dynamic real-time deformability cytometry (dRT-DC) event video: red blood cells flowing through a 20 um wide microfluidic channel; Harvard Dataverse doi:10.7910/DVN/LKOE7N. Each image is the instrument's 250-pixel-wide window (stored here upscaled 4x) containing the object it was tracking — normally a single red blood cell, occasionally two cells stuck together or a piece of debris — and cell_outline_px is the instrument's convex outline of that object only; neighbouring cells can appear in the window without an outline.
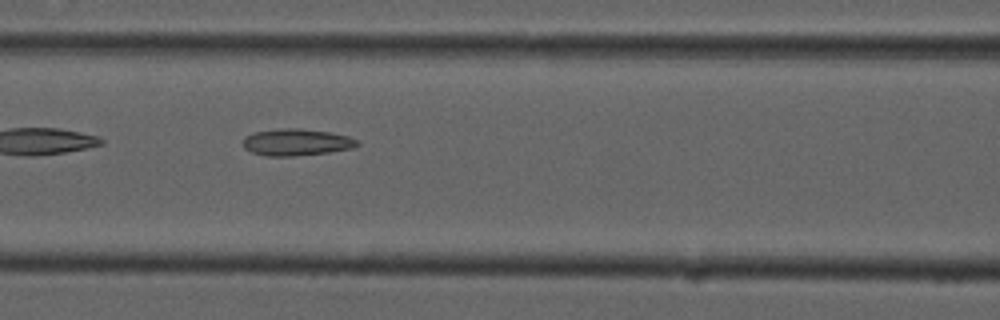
{"species": "common noctule bat (a hibernating species)", "species_latin": "Nyctalus noctula", "temperature_condition": "cold", "stored_images_in_passage": 15, "camera_frame_rate_fps": 3000, "um_per_image_px": 0.085, "animal": {"sex": "male", "forearm_length_mm": 52.5}, "frame": {"image": 1, "passage_image": 7, "time_ms": 2.0, "image_size_px": [1000, 320], "cell_outline_px": [[360, 144], [352, 148], [328, 152], [292, 156], [264, 156], [252, 152], [244, 148], [244, 136], [256, 132], [280, 128], [296, 128], [328, 132], [348, 136], [356, 140]], "centroid_in_image_um": [25.17, 12.09], "position_along_channel_um": 141.4, "area_um2": 17.63}}
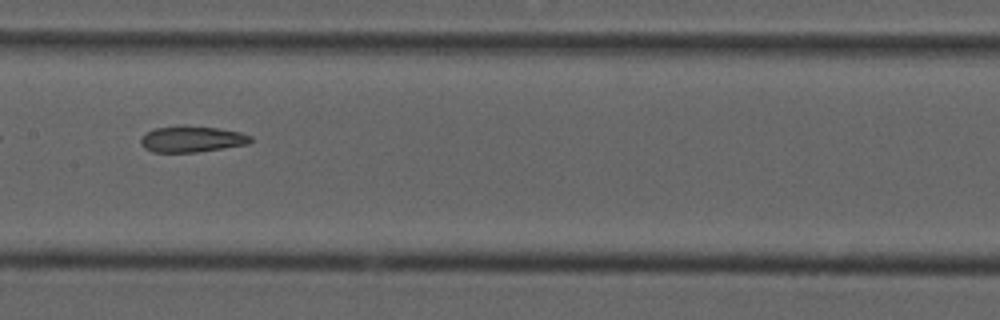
{"frame": {"image": 2, "passage_image": 11, "time_ms": 3.333, "image_size_px": [1000, 320], "cell_outline_px": [[252, 140], [248, 144], [196, 152], [152, 152], [144, 148], [140, 144], [140, 140], [148, 132], [156, 128], [216, 128], [240, 132], [252, 136]], "centroid_in_image_um": [16.33, 11.87], "position_along_channel_um": 191.1, "area_um2": 15.9}}